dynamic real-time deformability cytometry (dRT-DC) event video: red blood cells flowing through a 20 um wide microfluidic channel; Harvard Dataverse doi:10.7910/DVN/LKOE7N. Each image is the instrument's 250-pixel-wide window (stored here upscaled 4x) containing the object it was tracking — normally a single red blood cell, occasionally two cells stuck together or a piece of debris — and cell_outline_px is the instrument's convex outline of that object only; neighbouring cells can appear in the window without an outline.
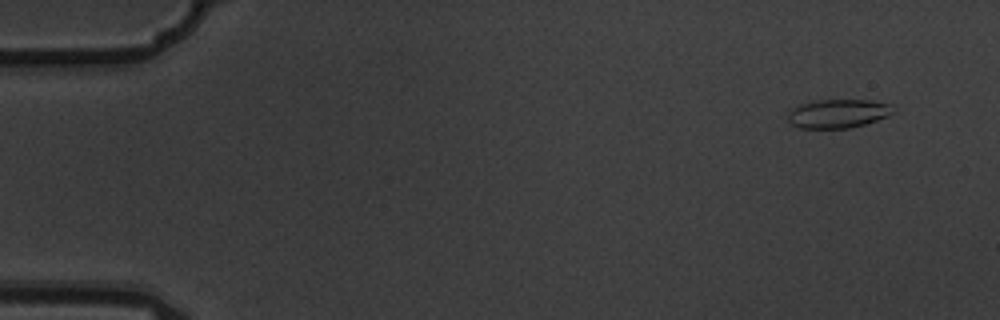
{"species": "common noctule bat (a hibernating species)", "species_latin": "Nyctalus noctula", "temperature_condition": "warm", "stored_images_in_passage": 10, "camera_frame_rate_fps": 3000, "um_per_image_px": 0.085, "animal": {"sex": "male", "body_mass_g": 19.5, "forearm_length_mm": 54.6}, "frame": {"image": 1, "passage_image": 1, "time_ms": 0.0, "image_size_px": [1000, 320], "cell_outline_px": [[896, 112], [888, 116], [864, 124], [848, 128], [800, 128], [792, 124], [788, 120], [788, 112], [792, 108], [800, 104], [816, 100], [868, 100], [892, 104], [896, 108]], "centroid_in_image_um": [71.26, 9.64], "position_along_channel_um": 13.7, "area_um2": 17.74}}
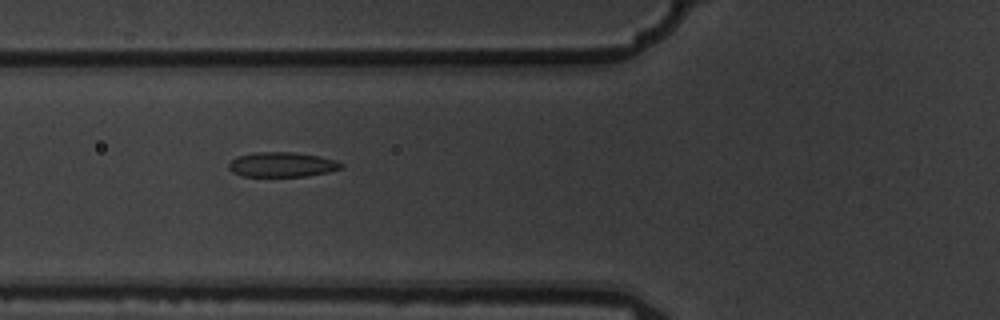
{"frame": {"image": 2, "passage_image": 6, "time_ms": 1.667, "image_size_px": [1000, 320], "cell_outline_px": [[344, 168], [328, 172], [308, 176], [244, 176], [232, 172], [228, 168], [228, 164], [236, 156], [252, 152], [296, 152], [320, 156], [336, 160], [344, 164]], "centroid_in_image_um": [23.99, 13.98], "position_along_channel_um": 101.8, "area_um2": 16.47}}
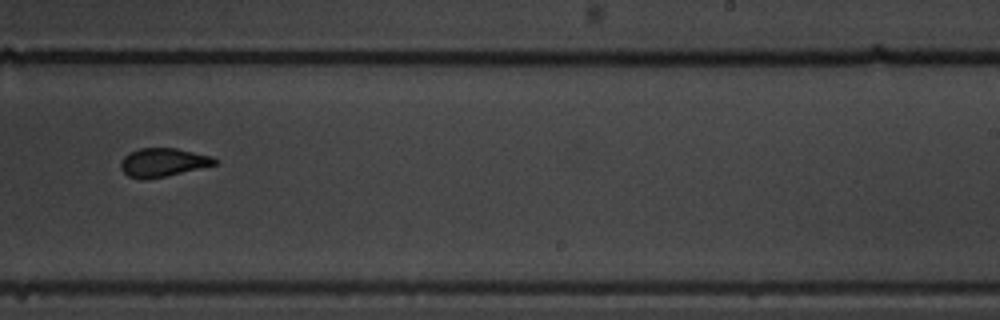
{"frame": {"image": 3, "passage_image": 10, "time_ms": 3.0, "image_size_px": [1000, 320], "cell_outline_px": [[220, 160], [216, 164], [200, 168], [164, 176], [144, 180], [128, 176], [120, 168], [120, 164], [124, 156], [128, 152], [140, 148], [176, 148], [212, 156]], "centroid_in_image_um": [13.84, 13.79], "position_along_channel_um": 275.2, "area_um2": 15.61}}